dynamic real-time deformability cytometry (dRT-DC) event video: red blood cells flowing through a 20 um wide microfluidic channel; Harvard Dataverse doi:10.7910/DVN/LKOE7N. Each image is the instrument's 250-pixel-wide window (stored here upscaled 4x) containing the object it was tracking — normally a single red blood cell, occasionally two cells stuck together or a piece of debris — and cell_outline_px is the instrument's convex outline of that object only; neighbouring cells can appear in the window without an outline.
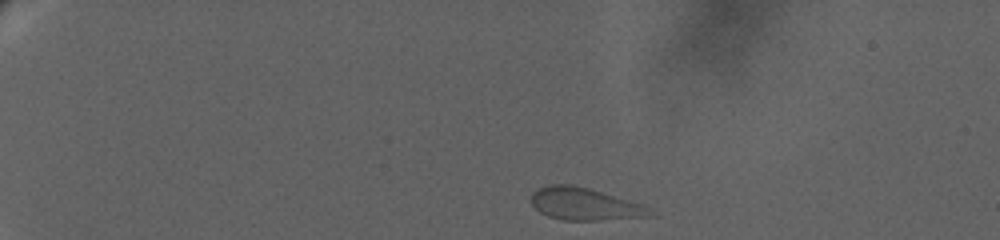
{"species": "human", "species_latin": "Homo sapiens", "temperature_condition": "warm", "stored_images_in_passage": 35, "camera_frame_rate_fps": 3000, "um_per_image_px": 0.085, "donor": {"sex": "female"}, "frame": {"image": 1, "passage_image": 1, "time_ms": 0.0, "image_size_px": [1000, 240], "cell_outline_px": [[648, 216], [600, 220], [560, 220], [548, 216], [540, 212], [532, 204], [532, 192], [536, 188], [552, 184], [572, 184], [588, 188], [644, 204], [648, 208]], "centroid_in_image_um": [49.62, 17.33], "position_along_channel_um": 35.4, "area_um2": 22.14}}
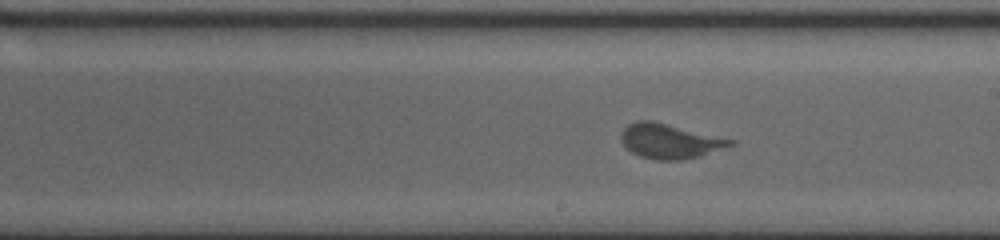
{"frame": {"image": 2, "passage_image": 20, "time_ms": 10.0, "image_size_px": [1000, 240], "cell_outline_px": [[736, 144], [700, 156], [680, 160], [656, 160], [640, 156], [632, 152], [620, 140], [620, 132], [628, 124], [636, 120], [652, 120], [736, 140]], "centroid_in_image_um": [56.93, 11.98], "position_along_channel_um": 232.1, "area_um2": 22.2}}
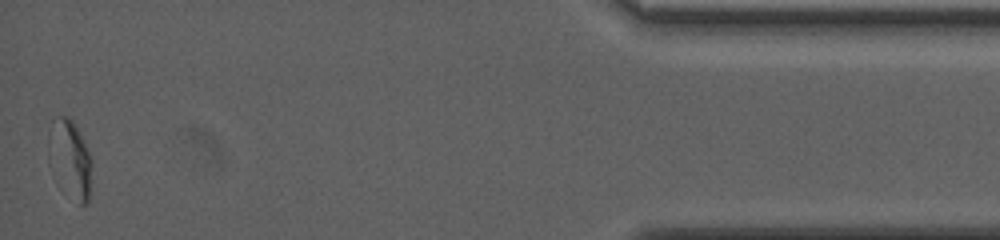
{"frame": {"image": 3, "passage_image": 35, "time_ms": 18.667, "image_size_px": [1000, 240], "cell_outline_px": [[92, 164], [88, 204], [80, 204], [48, 160], [48, 136], [52, 120], [60, 116], [68, 116], [72, 120], [92, 160]], "centroid_in_image_um": [5.97, 13.39], "position_along_channel_um": 429.2, "area_um2": 18.32}}